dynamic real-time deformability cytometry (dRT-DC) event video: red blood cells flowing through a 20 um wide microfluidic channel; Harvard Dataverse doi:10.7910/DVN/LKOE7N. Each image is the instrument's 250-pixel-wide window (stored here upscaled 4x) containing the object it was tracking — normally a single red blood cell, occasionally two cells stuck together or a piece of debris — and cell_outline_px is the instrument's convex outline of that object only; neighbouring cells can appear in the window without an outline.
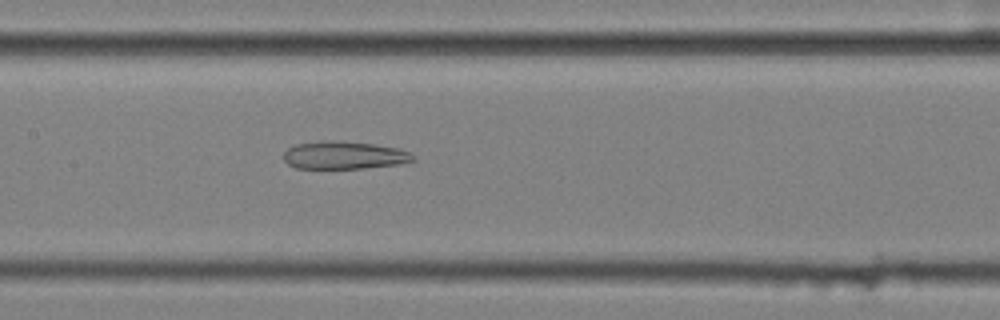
{"species": "common noctule bat (a hibernating species)", "species_latin": "Nyctalus noctula", "temperature_condition": "cold", "stored_images_in_passage": 49, "camera_frame_rate_fps": 3000, "um_per_image_px": 0.085, "animal": {"sex": "female", "body_mass_g": 25.1}, "frame": {"image": 1, "passage_image": 25, "time_ms": 8.0, "image_size_px": [1000, 320], "cell_outline_px": [[416, 160], [400, 164], [364, 168], [296, 168], [288, 164], [284, 160], [284, 152], [288, 148], [296, 144], [372, 144], [396, 148], [408, 152], [416, 156]], "centroid_in_image_um": [29.31, 13.26], "position_along_channel_um": 178.1, "area_um2": 19.65}}
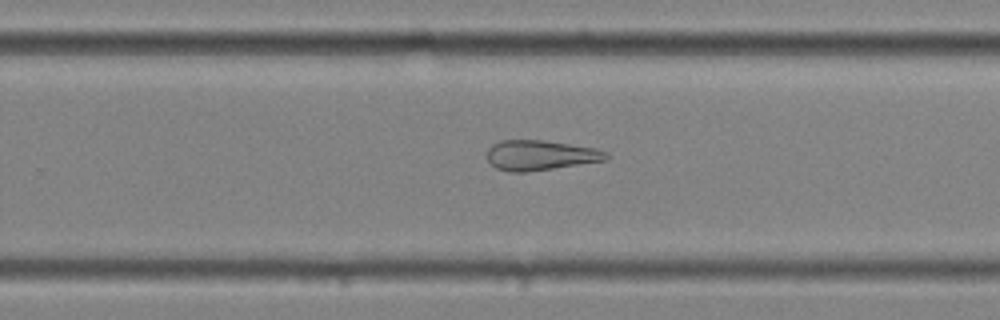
{"frame": {"image": 2, "passage_image": 34, "time_ms": 11.0, "image_size_px": [1000, 320], "cell_outline_px": [[608, 156], [604, 160], [552, 168], [524, 172], [508, 172], [496, 168], [488, 160], [488, 148], [492, 144], [500, 140], [544, 140], [596, 148], [608, 152]], "centroid_in_image_um": [45.89, 13.18], "position_along_channel_um": 283.9, "area_um2": 20.63}}
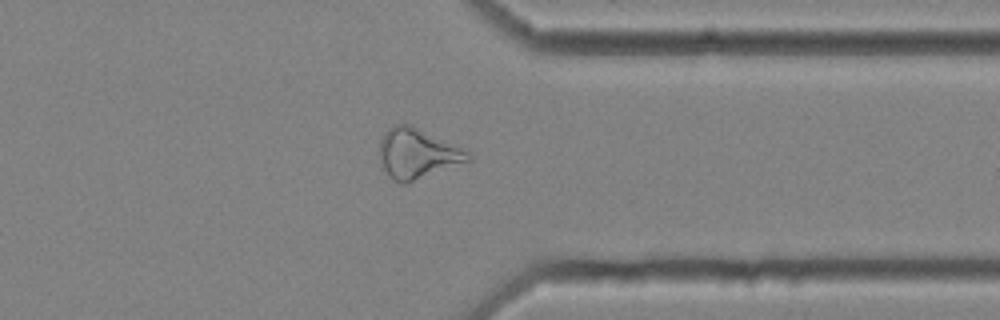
{"frame": {"image": 3, "passage_image": 42, "time_ms": 13.667, "image_size_px": [1000, 320], "cell_outline_px": [[472, 160], [404, 184], [400, 184], [392, 180], [388, 176], [380, 160], [380, 140], [384, 132], [392, 124], [412, 124], [468, 152], [472, 156]], "centroid_in_image_um": [35.43, 13.05], "position_along_channel_um": 376.0, "area_um2": 25.66}}